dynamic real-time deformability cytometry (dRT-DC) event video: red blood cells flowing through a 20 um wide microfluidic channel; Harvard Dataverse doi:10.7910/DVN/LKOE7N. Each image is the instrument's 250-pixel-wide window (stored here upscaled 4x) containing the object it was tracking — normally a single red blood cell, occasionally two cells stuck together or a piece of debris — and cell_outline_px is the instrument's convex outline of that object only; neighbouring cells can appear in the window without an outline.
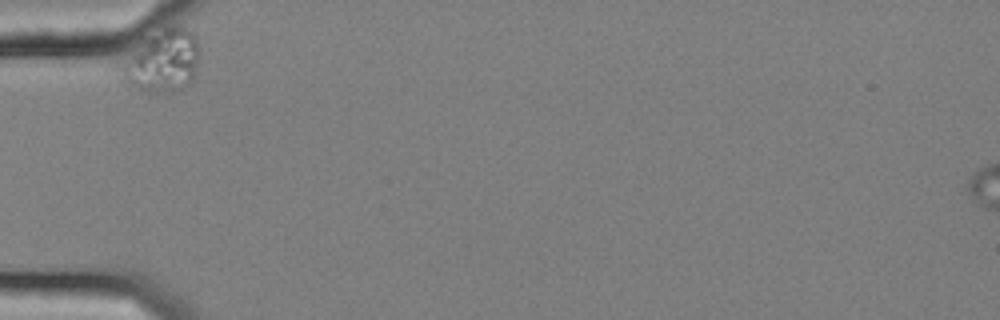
{"species": "common noctule bat (a hibernating species)", "species_latin": "Nyctalus noctula", "temperature_condition": "cold", "stored_images_in_passage": 36, "camera_frame_rate_fps": 3000, "um_per_image_px": 0.085, "animal": {"sex": "female", "body_mass_g": 25.1}, "frame": {"image": 1, "passage_image": 1, "time_ms": 0.0, "image_size_px": [1000, 320], "cell_outline_px": [[200, 56], [192, 80], [188, 84], [172, 92], [144, 92], [132, 84], [124, 72], [124, 68], [144, 40], [164, 28], [172, 24], [184, 28], [196, 40], [200, 48]], "centroid_in_image_um": [13.97, 5.19], "position_along_channel_um": 71.0, "area_um2": 26.53}}
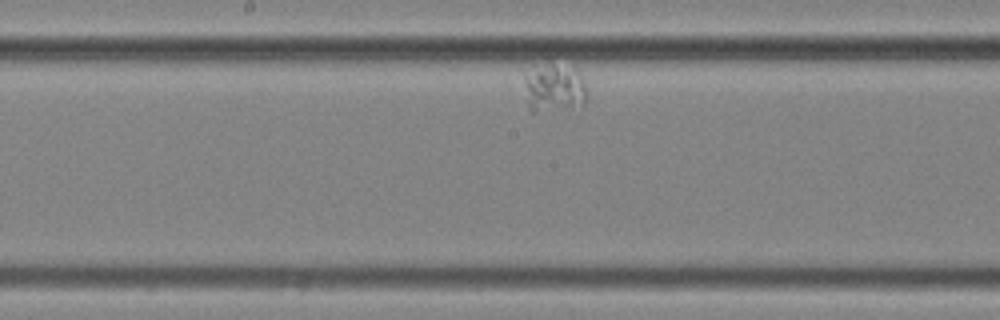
{"frame": {"image": 2, "passage_image": 17, "time_ms": 5.333, "image_size_px": [1000, 320], "cell_outline_px": [[588, 100], [584, 108], [532, 112], [528, 108], [524, 80], [524, 76], [552, 64], [576, 68], [580, 72], [584, 80], [588, 96]], "centroid_in_image_um": [47.22, 7.58], "position_along_channel_um": 201.0, "area_um2": 17.86}}
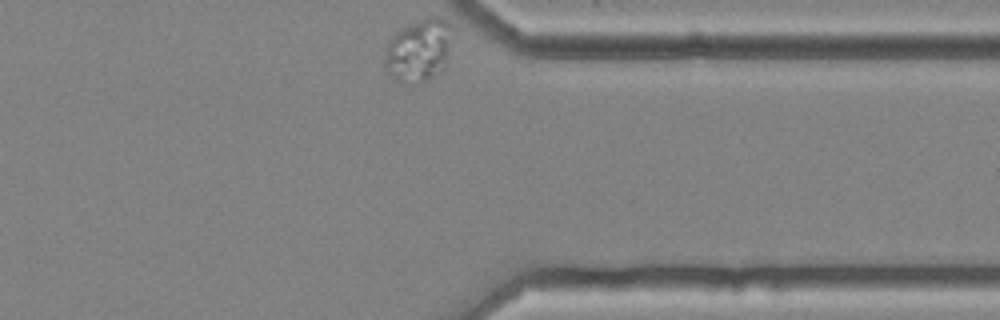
{"frame": {"image": 3, "passage_image": 36, "time_ms": 11.667, "image_size_px": [1000, 320], "cell_outline_px": [[452, 40], [444, 68], [428, 80], [400, 84], [388, 72], [384, 64], [384, 52], [392, 36], [400, 28], [428, 16], [444, 16], [448, 20], [452, 28]], "centroid_in_image_um": [35.61, 4.24], "position_along_channel_um": 375.8, "area_um2": 25.09}}